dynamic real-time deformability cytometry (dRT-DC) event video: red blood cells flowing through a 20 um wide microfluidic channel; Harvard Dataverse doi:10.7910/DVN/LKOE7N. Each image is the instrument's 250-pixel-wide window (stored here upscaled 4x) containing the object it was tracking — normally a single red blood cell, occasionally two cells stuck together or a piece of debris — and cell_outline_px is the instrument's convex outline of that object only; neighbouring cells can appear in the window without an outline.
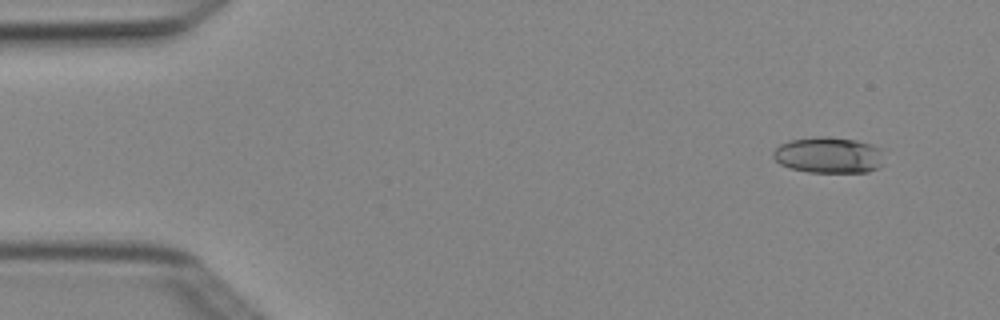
{"species": "Egyptian fruit bat (a non-hibernating species)", "species_latin": "Rousettus aegyptiacus", "temperature_condition": "cold", "stored_images_in_passage": 4, "camera_frame_rate_fps": 3000, "um_per_image_px": 0.085, "animal": {"sex": "female"}, "frame": {"image": 1, "passage_image": 1, "time_ms": 0.0, "image_size_px": [1000, 320], "cell_outline_px": [[884, 148], [880, 168], [868, 172], [808, 172], [788, 168], [780, 164], [772, 156], [772, 152], [780, 144], [788, 140], [820, 136], [828, 136], [856, 140], [872, 144]], "centroid_in_image_um": [70.45, 13.18], "position_along_channel_um": 14.5, "area_um2": 23.76}}